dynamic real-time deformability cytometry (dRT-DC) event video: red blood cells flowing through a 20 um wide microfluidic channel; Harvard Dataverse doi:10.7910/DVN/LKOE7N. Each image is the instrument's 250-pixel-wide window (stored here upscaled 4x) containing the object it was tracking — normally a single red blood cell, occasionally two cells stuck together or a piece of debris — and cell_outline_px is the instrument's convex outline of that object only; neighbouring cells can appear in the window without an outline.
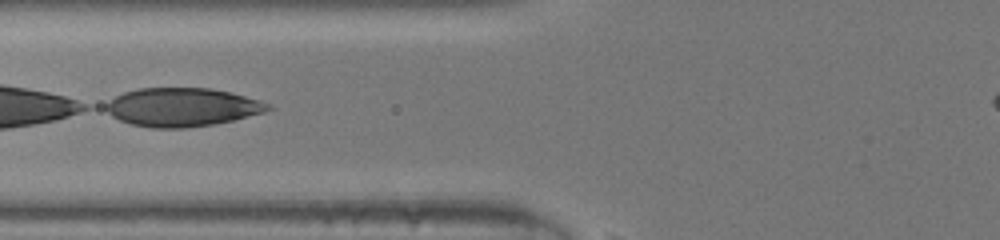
{"species": "human", "species_latin": "Homo sapiens", "temperature_condition": "room temperature", "stored_images_in_passage": 46, "camera_frame_rate_fps": 3000, "um_per_image_px": 0.085, "donor": {"sex": "male"}, "frame": {"image": 1, "passage_image": 21, "time_ms": 6.667, "image_size_px": [1000, 240], "cell_outline_px": [[272, 108], [264, 112], [232, 120], [212, 124], [184, 128], [152, 128], [132, 124], [120, 120], [112, 116], [100, 108], [104, 104], [116, 96], [124, 92], [140, 88], [212, 88], [232, 92], [260, 100], [268, 104]], "centroid_in_image_um": [15.43, 9.1], "position_along_channel_um": 110.4, "area_um2": 36.47}}
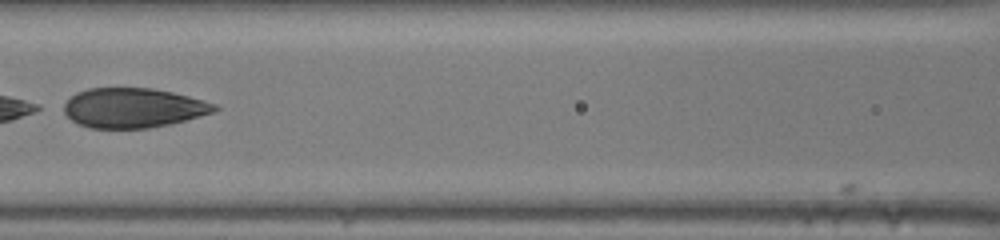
{"frame": {"image": 2, "passage_image": 24, "time_ms": 7.667, "image_size_px": [1000, 240], "cell_outline_px": [[220, 108], [212, 112], [184, 120], [168, 124], [148, 128], [92, 128], [80, 124], [72, 120], [64, 112], [64, 104], [76, 92], [88, 88], [152, 88], [172, 92], [188, 96], [216, 104]], "centroid_in_image_um": [11.3, 9.16], "position_along_channel_um": 155.3, "area_um2": 34.45}}
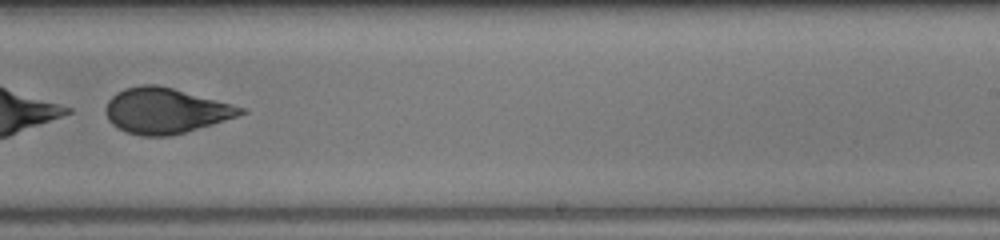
{"frame": {"image": 3, "passage_image": 32, "time_ms": 10.333, "image_size_px": [1000, 240], "cell_outline_px": [[248, 112], [212, 124], [184, 132], [168, 136], [140, 136], [128, 132], [112, 124], [108, 120], [104, 112], [104, 108], [108, 100], [116, 92], [124, 88], [140, 84], [156, 84], [172, 88], [232, 104], [244, 108]], "centroid_in_image_um": [14.01, 9.4], "position_along_channel_um": 275.0, "area_um2": 35.55}}